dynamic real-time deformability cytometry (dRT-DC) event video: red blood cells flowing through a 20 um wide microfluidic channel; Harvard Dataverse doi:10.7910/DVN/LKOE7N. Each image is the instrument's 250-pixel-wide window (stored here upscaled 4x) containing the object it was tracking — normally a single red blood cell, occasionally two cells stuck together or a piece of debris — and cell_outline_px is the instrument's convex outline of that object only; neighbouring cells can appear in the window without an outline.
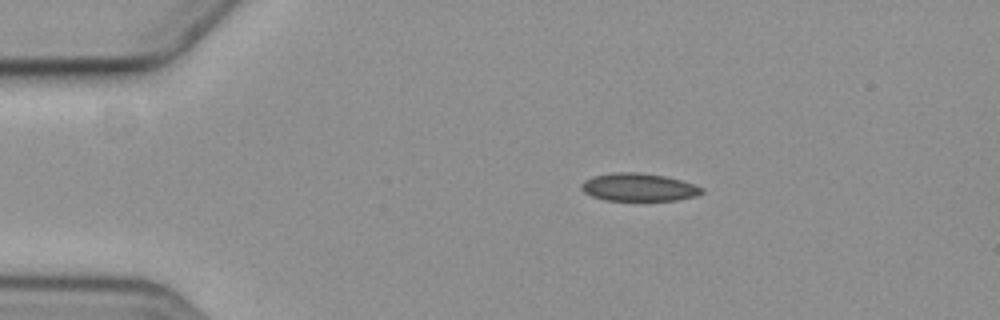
{"species": "common noctule bat (a hibernating species)", "species_latin": "Nyctalus noctula", "temperature_condition": "cold", "stored_images_in_passage": 5, "camera_frame_rate_fps": 3000, "um_per_image_px": 0.085, "animal": {"sex": "female", "body_mass_g": 19.3, "forearm_length_mm": 54.1}, "frame": {"image": 1, "passage_image": 3, "time_ms": 2.333, "image_size_px": [1000, 320], "cell_outline_px": [[704, 192], [696, 196], [676, 200], [604, 200], [592, 196], [584, 192], [580, 188], [580, 184], [584, 180], [592, 176], [612, 172], [640, 172], [664, 176], [680, 180], [704, 188]], "centroid_in_image_um": [54.25, 15.91], "position_along_channel_um": 30.8, "area_um2": 19.59}}